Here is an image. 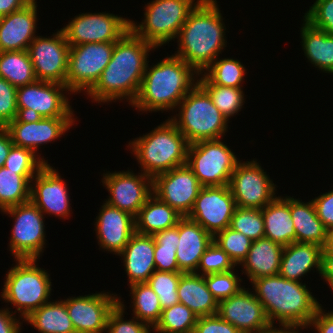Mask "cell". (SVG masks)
<instances>
[{
    "label": "cell",
    "mask_w": 333,
    "mask_h": 333,
    "mask_svg": "<svg viewBox=\"0 0 333 333\" xmlns=\"http://www.w3.org/2000/svg\"><path fill=\"white\" fill-rule=\"evenodd\" d=\"M96 216L95 233L103 250L119 255L135 233V217L103 203Z\"/></svg>",
    "instance_id": "603a6c76"
},
{
    "label": "cell",
    "mask_w": 333,
    "mask_h": 333,
    "mask_svg": "<svg viewBox=\"0 0 333 333\" xmlns=\"http://www.w3.org/2000/svg\"><path fill=\"white\" fill-rule=\"evenodd\" d=\"M235 266L229 255L213 241L201 256L197 268L198 272H195V274L205 276L208 274L228 272L233 270Z\"/></svg>",
    "instance_id": "bcb514c9"
},
{
    "label": "cell",
    "mask_w": 333,
    "mask_h": 333,
    "mask_svg": "<svg viewBox=\"0 0 333 333\" xmlns=\"http://www.w3.org/2000/svg\"><path fill=\"white\" fill-rule=\"evenodd\" d=\"M198 315L182 303L162 310L161 318L152 329L157 333H193Z\"/></svg>",
    "instance_id": "f35d334b"
},
{
    "label": "cell",
    "mask_w": 333,
    "mask_h": 333,
    "mask_svg": "<svg viewBox=\"0 0 333 333\" xmlns=\"http://www.w3.org/2000/svg\"><path fill=\"white\" fill-rule=\"evenodd\" d=\"M320 276L333 290V254H321Z\"/></svg>",
    "instance_id": "6f0895ef"
},
{
    "label": "cell",
    "mask_w": 333,
    "mask_h": 333,
    "mask_svg": "<svg viewBox=\"0 0 333 333\" xmlns=\"http://www.w3.org/2000/svg\"><path fill=\"white\" fill-rule=\"evenodd\" d=\"M266 238L283 246L296 242V233L290 214V196L275 197L262 209Z\"/></svg>",
    "instance_id": "f1b7e54d"
},
{
    "label": "cell",
    "mask_w": 333,
    "mask_h": 333,
    "mask_svg": "<svg viewBox=\"0 0 333 333\" xmlns=\"http://www.w3.org/2000/svg\"><path fill=\"white\" fill-rule=\"evenodd\" d=\"M24 320L40 333H76L63 300H49Z\"/></svg>",
    "instance_id": "836d02e7"
},
{
    "label": "cell",
    "mask_w": 333,
    "mask_h": 333,
    "mask_svg": "<svg viewBox=\"0 0 333 333\" xmlns=\"http://www.w3.org/2000/svg\"><path fill=\"white\" fill-rule=\"evenodd\" d=\"M11 308L0 309V333H20L21 324L20 319H16V315L11 312Z\"/></svg>",
    "instance_id": "11a10c76"
},
{
    "label": "cell",
    "mask_w": 333,
    "mask_h": 333,
    "mask_svg": "<svg viewBox=\"0 0 333 333\" xmlns=\"http://www.w3.org/2000/svg\"><path fill=\"white\" fill-rule=\"evenodd\" d=\"M179 303L184 304L195 314L212 316L218 313V302L208 290L205 276L195 273H183L178 283Z\"/></svg>",
    "instance_id": "f546056e"
},
{
    "label": "cell",
    "mask_w": 333,
    "mask_h": 333,
    "mask_svg": "<svg viewBox=\"0 0 333 333\" xmlns=\"http://www.w3.org/2000/svg\"><path fill=\"white\" fill-rule=\"evenodd\" d=\"M74 122V117L18 116L6 128L15 146L28 148L38 155L39 146L59 139L75 124Z\"/></svg>",
    "instance_id": "d6986e66"
},
{
    "label": "cell",
    "mask_w": 333,
    "mask_h": 333,
    "mask_svg": "<svg viewBox=\"0 0 333 333\" xmlns=\"http://www.w3.org/2000/svg\"><path fill=\"white\" fill-rule=\"evenodd\" d=\"M303 18L313 27L333 36V0H316Z\"/></svg>",
    "instance_id": "c3c4849f"
},
{
    "label": "cell",
    "mask_w": 333,
    "mask_h": 333,
    "mask_svg": "<svg viewBox=\"0 0 333 333\" xmlns=\"http://www.w3.org/2000/svg\"><path fill=\"white\" fill-rule=\"evenodd\" d=\"M290 214L296 233V242L312 243L322 248L326 245L328 230L317 217L312 200L305 203L290 196Z\"/></svg>",
    "instance_id": "4dcf8cb0"
},
{
    "label": "cell",
    "mask_w": 333,
    "mask_h": 333,
    "mask_svg": "<svg viewBox=\"0 0 333 333\" xmlns=\"http://www.w3.org/2000/svg\"><path fill=\"white\" fill-rule=\"evenodd\" d=\"M229 188L236 206L241 208L263 209L277 196L276 184L254 159L237 163Z\"/></svg>",
    "instance_id": "5bb4252c"
},
{
    "label": "cell",
    "mask_w": 333,
    "mask_h": 333,
    "mask_svg": "<svg viewBox=\"0 0 333 333\" xmlns=\"http://www.w3.org/2000/svg\"><path fill=\"white\" fill-rule=\"evenodd\" d=\"M284 246L263 237L252 241L246 258L240 264L249 281L279 273Z\"/></svg>",
    "instance_id": "83f0119b"
},
{
    "label": "cell",
    "mask_w": 333,
    "mask_h": 333,
    "mask_svg": "<svg viewBox=\"0 0 333 333\" xmlns=\"http://www.w3.org/2000/svg\"><path fill=\"white\" fill-rule=\"evenodd\" d=\"M183 272H165L155 270L147 283L158 295L162 309L178 304L177 288Z\"/></svg>",
    "instance_id": "b9f144b4"
},
{
    "label": "cell",
    "mask_w": 333,
    "mask_h": 333,
    "mask_svg": "<svg viewBox=\"0 0 333 333\" xmlns=\"http://www.w3.org/2000/svg\"><path fill=\"white\" fill-rule=\"evenodd\" d=\"M213 242V236L187 216L179 220V244L176 259L183 273L197 272L201 256Z\"/></svg>",
    "instance_id": "d4e9b609"
},
{
    "label": "cell",
    "mask_w": 333,
    "mask_h": 333,
    "mask_svg": "<svg viewBox=\"0 0 333 333\" xmlns=\"http://www.w3.org/2000/svg\"><path fill=\"white\" fill-rule=\"evenodd\" d=\"M216 0H200L177 37L175 56L201 74L227 46L226 28ZM218 56V57H217Z\"/></svg>",
    "instance_id": "7a4b0ae2"
},
{
    "label": "cell",
    "mask_w": 333,
    "mask_h": 333,
    "mask_svg": "<svg viewBox=\"0 0 333 333\" xmlns=\"http://www.w3.org/2000/svg\"><path fill=\"white\" fill-rule=\"evenodd\" d=\"M300 327H282L276 328V326H272L270 329L262 332V333H299V331L303 328Z\"/></svg>",
    "instance_id": "94428289"
},
{
    "label": "cell",
    "mask_w": 333,
    "mask_h": 333,
    "mask_svg": "<svg viewBox=\"0 0 333 333\" xmlns=\"http://www.w3.org/2000/svg\"><path fill=\"white\" fill-rule=\"evenodd\" d=\"M213 241L224 250L236 266H240L251 247L250 238L230 227L225 228L213 237Z\"/></svg>",
    "instance_id": "7bdbcfd3"
},
{
    "label": "cell",
    "mask_w": 333,
    "mask_h": 333,
    "mask_svg": "<svg viewBox=\"0 0 333 333\" xmlns=\"http://www.w3.org/2000/svg\"><path fill=\"white\" fill-rule=\"evenodd\" d=\"M67 186L59 172L46 163L30 182V201L44 215L66 219L72 211Z\"/></svg>",
    "instance_id": "44dd1931"
},
{
    "label": "cell",
    "mask_w": 333,
    "mask_h": 333,
    "mask_svg": "<svg viewBox=\"0 0 333 333\" xmlns=\"http://www.w3.org/2000/svg\"><path fill=\"white\" fill-rule=\"evenodd\" d=\"M156 48L137 37L130 29L114 44L112 57L100 79L86 93L94 102L108 103L128 101L129 105L138 96L149 58Z\"/></svg>",
    "instance_id": "6da1fadb"
},
{
    "label": "cell",
    "mask_w": 333,
    "mask_h": 333,
    "mask_svg": "<svg viewBox=\"0 0 333 333\" xmlns=\"http://www.w3.org/2000/svg\"><path fill=\"white\" fill-rule=\"evenodd\" d=\"M110 193L107 204L136 217L141 207L153 194V178L143 172L138 175L131 170L107 172L101 181Z\"/></svg>",
    "instance_id": "2e32d148"
},
{
    "label": "cell",
    "mask_w": 333,
    "mask_h": 333,
    "mask_svg": "<svg viewBox=\"0 0 333 333\" xmlns=\"http://www.w3.org/2000/svg\"><path fill=\"white\" fill-rule=\"evenodd\" d=\"M177 246L157 244L154 239V261L157 271L181 272L176 259Z\"/></svg>",
    "instance_id": "f907efd6"
},
{
    "label": "cell",
    "mask_w": 333,
    "mask_h": 333,
    "mask_svg": "<svg viewBox=\"0 0 333 333\" xmlns=\"http://www.w3.org/2000/svg\"><path fill=\"white\" fill-rule=\"evenodd\" d=\"M0 77L16 88L36 81L28 51L0 52Z\"/></svg>",
    "instance_id": "e575fe53"
},
{
    "label": "cell",
    "mask_w": 333,
    "mask_h": 333,
    "mask_svg": "<svg viewBox=\"0 0 333 333\" xmlns=\"http://www.w3.org/2000/svg\"><path fill=\"white\" fill-rule=\"evenodd\" d=\"M35 175H20L6 167L0 168V210L30 201V182Z\"/></svg>",
    "instance_id": "8d00e7d4"
},
{
    "label": "cell",
    "mask_w": 333,
    "mask_h": 333,
    "mask_svg": "<svg viewBox=\"0 0 333 333\" xmlns=\"http://www.w3.org/2000/svg\"><path fill=\"white\" fill-rule=\"evenodd\" d=\"M138 160L141 172L151 178L186 164L189 143L169 120L158 125L150 133L129 141Z\"/></svg>",
    "instance_id": "5b68a950"
},
{
    "label": "cell",
    "mask_w": 333,
    "mask_h": 333,
    "mask_svg": "<svg viewBox=\"0 0 333 333\" xmlns=\"http://www.w3.org/2000/svg\"><path fill=\"white\" fill-rule=\"evenodd\" d=\"M322 254H333V228L328 230L327 242L322 249Z\"/></svg>",
    "instance_id": "6125c7cd"
},
{
    "label": "cell",
    "mask_w": 333,
    "mask_h": 333,
    "mask_svg": "<svg viewBox=\"0 0 333 333\" xmlns=\"http://www.w3.org/2000/svg\"><path fill=\"white\" fill-rule=\"evenodd\" d=\"M301 27L302 49L315 68L333 74V36L313 27L304 18Z\"/></svg>",
    "instance_id": "d6a6232c"
},
{
    "label": "cell",
    "mask_w": 333,
    "mask_h": 333,
    "mask_svg": "<svg viewBox=\"0 0 333 333\" xmlns=\"http://www.w3.org/2000/svg\"><path fill=\"white\" fill-rule=\"evenodd\" d=\"M133 315L153 329L159 322L162 307L158 295L148 283H136L130 285Z\"/></svg>",
    "instance_id": "74e56055"
},
{
    "label": "cell",
    "mask_w": 333,
    "mask_h": 333,
    "mask_svg": "<svg viewBox=\"0 0 333 333\" xmlns=\"http://www.w3.org/2000/svg\"><path fill=\"white\" fill-rule=\"evenodd\" d=\"M320 305L311 319L309 328L312 326L318 333H333V311L325 312Z\"/></svg>",
    "instance_id": "db71d44e"
},
{
    "label": "cell",
    "mask_w": 333,
    "mask_h": 333,
    "mask_svg": "<svg viewBox=\"0 0 333 333\" xmlns=\"http://www.w3.org/2000/svg\"><path fill=\"white\" fill-rule=\"evenodd\" d=\"M251 285L272 326L278 321L282 327L304 330L321 305L306 283L288 280L279 274L252 280Z\"/></svg>",
    "instance_id": "3957f363"
},
{
    "label": "cell",
    "mask_w": 333,
    "mask_h": 333,
    "mask_svg": "<svg viewBox=\"0 0 333 333\" xmlns=\"http://www.w3.org/2000/svg\"><path fill=\"white\" fill-rule=\"evenodd\" d=\"M16 94L17 88L0 77V127H6L19 116Z\"/></svg>",
    "instance_id": "681fc988"
},
{
    "label": "cell",
    "mask_w": 333,
    "mask_h": 333,
    "mask_svg": "<svg viewBox=\"0 0 333 333\" xmlns=\"http://www.w3.org/2000/svg\"><path fill=\"white\" fill-rule=\"evenodd\" d=\"M239 278L235 273V269H233L228 272L205 275V282L208 290L219 303L236 295L243 288L240 284L242 279Z\"/></svg>",
    "instance_id": "f6af8a7d"
},
{
    "label": "cell",
    "mask_w": 333,
    "mask_h": 333,
    "mask_svg": "<svg viewBox=\"0 0 333 333\" xmlns=\"http://www.w3.org/2000/svg\"><path fill=\"white\" fill-rule=\"evenodd\" d=\"M115 42L70 46L66 86L71 93H88L111 60Z\"/></svg>",
    "instance_id": "8fae6325"
},
{
    "label": "cell",
    "mask_w": 333,
    "mask_h": 333,
    "mask_svg": "<svg viewBox=\"0 0 333 333\" xmlns=\"http://www.w3.org/2000/svg\"><path fill=\"white\" fill-rule=\"evenodd\" d=\"M32 0H0V17L22 9Z\"/></svg>",
    "instance_id": "91938a15"
},
{
    "label": "cell",
    "mask_w": 333,
    "mask_h": 333,
    "mask_svg": "<svg viewBox=\"0 0 333 333\" xmlns=\"http://www.w3.org/2000/svg\"><path fill=\"white\" fill-rule=\"evenodd\" d=\"M199 1L153 0L145 5L141 23L130 20V30L158 49L178 37L189 13Z\"/></svg>",
    "instance_id": "ba28073f"
},
{
    "label": "cell",
    "mask_w": 333,
    "mask_h": 333,
    "mask_svg": "<svg viewBox=\"0 0 333 333\" xmlns=\"http://www.w3.org/2000/svg\"><path fill=\"white\" fill-rule=\"evenodd\" d=\"M222 139L202 140L189 144L187 166L202 187L229 185L240 161Z\"/></svg>",
    "instance_id": "9c48e42d"
},
{
    "label": "cell",
    "mask_w": 333,
    "mask_h": 333,
    "mask_svg": "<svg viewBox=\"0 0 333 333\" xmlns=\"http://www.w3.org/2000/svg\"><path fill=\"white\" fill-rule=\"evenodd\" d=\"M16 265L6 274L1 298L27 318L33 311L49 302L52 282L49 273L37 265L38 259H16Z\"/></svg>",
    "instance_id": "52a82bcc"
},
{
    "label": "cell",
    "mask_w": 333,
    "mask_h": 333,
    "mask_svg": "<svg viewBox=\"0 0 333 333\" xmlns=\"http://www.w3.org/2000/svg\"><path fill=\"white\" fill-rule=\"evenodd\" d=\"M13 145L7 128L0 127V168L4 166L9 151Z\"/></svg>",
    "instance_id": "680465c9"
},
{
    "label": "cell",
    "mask_w": 333,
    "mask_h": 333,
    "mask_svg": "<svg viewBox=\"0 0 333 333\" xmlns=\"http://www.w3.org/2000/svg\"><path fill=\"white\" fill-rule=\"evenodd\" d=\"M118 256L122 257L129 285L147 283L156 270L154 236L135 232Z\"/></svg>",
    "instance_id": "484cf974"
},
{
    "label": "cell",
    "mask_w": 333,
    "mask_h": 333,
    "mask_svg": "<svg viewBox=\"0 0 333 333\" xmlns=\"http://www.w3.org/2000/svg\"><path fill=\"white\" fill-rule=\"evenodd\" d=\"M180 111L168 119L189 144L202 140L223 139L229 120L213 104L206 90L197 83L177 106Z\"/></svg>",
    "instance_id": "8992f818"
},
{
    "label": "cell",
    "mask_w": 333,
    "mask_h": 333,
    "mask_svg": "<svg viewBox=\"0 0 333 333\" xmlns=\"http://www.w3.org/2000/svg\"><path fill=\"white\" fill-rule=\"evenodd\" d=\"M235 208V199L229 185L202 187L187 217L214 237L230 227Z\"/></svg>",
    "instance_id": "e0dca14e"
},
{
    "label": "cell",
    "mask_w": 333,
    "mask_h": 333,
    "mask_svg": "<svg viewBox=\"0 0 333 333\" xmlns=\"http://www.w3.org/2000/svg\"><path fill=\"white\" fill-rule=\"evenodd\" d=\"M153 236L157 244L177 246L179 244V221L176 226L156 232Z\"/></svg>",
    "instance_id": "9f6ffc18"
},
{
    "label": "cell",
    "mask_w": 333,
    "mask_h": 333,
    "mask_svg": "<svg viewBox=\"0 0 333 333\" xmlns=\"http://www.w3.org/2000/svg\"><path fill=\"white\" fill-rule=\"evenodd\" d=\"M48 163L40 155H36L28 148L13 145L4 163V167L17 171L20 175H36Z\"/></svg>",
    "instance_id": "ee69618b"
},
{
    "label": "cell",
    "mask_w": 333,
    "mask_h": 333,
    "mask_svg": "<svg viewBox=\"0 0 333 333\" xmlns=\"http://www.w3.org/2000/svg\"><path fill=\"white\" fill-rule=\"evenodd\" d=\"M27 51L37 80L66 85L70 46L61 29L50 38L37 36Z\"/></svg>",
    "instance_id": "9a60e30c"
},
{
    "label": "cell",
    "mask_w": 333,
    "mask_h": 333,
    "mask_svg": "<svg viewBox=\"0 0 333 333\" xmlns=\"http://www.w3.org/2000/svg\"><path fill=\"white\" fill-rule=\"evenodd\" d=\"M118 298V304L110 312L107 321V333H151V327L139 321L136 317L131 320L124 319L125 306L123 302Z\"/></svg>",
    "instance_id": "7dc6e473"
},
{
    "label": "cell",
    "mask_w": 333,
    "mask_h": 333,
    "mask_svg": "<svg viewBox=\"0 0 333 333\" xmlns=\"http://www.w3.org/2000/svg\"><path fill=\"white\" fill-rule=\"evenodd\" d=\"M148 63L138 96L132 103L140 112L172 111L198 83L200 74L180 57L167 56L152 66Z\"/></svg>",
    "instance_id": "277c9868"
},
{
    "label": "cell",
    "mask_w": 333,
    "mask_h": 333,
    "mask_svg": "<svg viewBox=\"0 0 333 333\" xmlns=\"http://www.w3.org/2000/svg\"><path fill=\"white\" fill-rule=\"evenodd\" d=\"M211 97L213 104L229 120L241 111L244 104L242 88L220 85H201Z\"/></svg>",
    "instance_id": "ab89813d"
},
{
    "label": "cell",
    "mask_w": 333,
    "mask_h": 333,
    "mask_svg": "<svg viewBox=\"0 0 333 333\" xmlns=\"http://www.w3.org/2000/svg\"><path fill=\"white\" fill-rule=\"evenodd\" d=\"M63 91L69 93L66 85L41 80L18 87L16 100L19 116L74 117V110Z\"/></svg>",
    "instance_id": "7c38bea8"
},
{
    "label": "cell",
    "mask_w": 333,
    "mask_h": 333,
    "mask_svg": "<svg viewBox=\"0 0 333 333\" xmlns=\"http://www.w3.org/2000/svg\"><path fill=\"white\" fill-rule=\"evenodd\" d=\"M201 188L197 177L187 164L153 178V194L183 217L191 212Z\"/></svg>",
    "instance_id": "ac0fdd59"
},
{
    "label": "cell",
    "mask_w": 333,
    "mask_h": 333,
    "mask_svg": "<svg viewBox=\"0 0 333 333\" xmlns=\"http://www.w3.org/2000/svg\"><path fill=\"white\" fill-rule=\"evenodd\" d=\"M130 29V19L118 15L81 13L61 28L69 46L116 42Z\"/></svg>",
    "instance_id": "4fadbf2b"
},
{
    "label": "cell",
    "mask_w": 333,
    "mask_h": 333,
    "mask_svg": "<svg viewBox=\"0 0 333 333\" xmlns=\"http://www.w3.org/2000/svg\"><path fill=\"white\" fill-rule=\"evenodd\" d=\"M37 2L0 17V52L28 50L37 37Z\"/></svg>",
    "instance_id": "cb8c5ba5"
},
{
    "label": "cell",
    "mask_w": 333,
    "mask_h": 333,
    "mask_svg": "<svg viewBox=\"0 0 333 333\" xmlns=\"http://www.w3.org/2000/svg\"><path fill=\"white\" fill-rule=\"evenodd\" d=\"M183 216L152 194L135 217V232L154 235L177 225Z\"/></svg>",
    "instance_id": "1f68e13d"
},
{
    "label": "cell",
    "mask_w": 333,
    "mask_h": 333,
    "mask_svg": "<svg viewBox=\"0 0 333 333\" xmlns=\"http://www.w3.org/2000/svg\"><path fill=\"white\" fill-rule=\"evenodd\" d=\"M193 333H242L232 324L224 321L218 314L200 316Z\"/></svg>",
    "instance_id": "816d5d0a"
},
{
    "label": "cell",
    "mask_w": 333,
    "mask_h": 333,
    "mask_svg": "<svg viewBox=\"0 0 333 333\" xmlns=\"http://www.w3.org/2000/svg\"><path fill=\"white\" fill-rule=\"evenodd\" d=\"M63 301L76 333H105L109 314L118 304V296L100 292L72 296Z\"/></svg>",
    "instance_id": "ffe728a7"
},
{
    "label": "cell",
    "mask_w": 333,
    "mask_h": 333,
    "mask_svg": "<svg viewBox=\"0 0 333 333\" xmlns=\"http://www.w3.org/2000/svg\"><path fill=\"white\" fill-rule=\"evenodd\" d=\"M217 314L242 333H262L272 327L262 303L245 287L220 301Z\"/></svg>",
    "instance_id": "7402d4cb"
},
{
    "label": "cell",
    "mask_w": 333,
    "mask_h": 333,
    "mask_svg": "<svg viewBox=\"0 0 333 333\" xmlns=\"http://www.w3.org/2000/svg\"><path fill=\"white\" fill-rule=\"evenodd\" d=\"M246 69L239 60L217 58L199 76L200 85H220L242 88ZM204 73V74H203Z\"/></svg>",
    "instance_id": "d590c367"
},
{
    "label": "cell",
    "mask_w": 333,
    "mask_h": 333,
    "mask_svg": "<svg viewBox=\"0 0 333 333\" xmlns=\"http://www.w3.org/2000/svg\"><path fill=\"white\" fill-rule=\"evenodd\" d=\"M317 217L327 230L333 228V189L312 199Z\"/></svg>",
    "instance_id": "f5cc1de1"
},
{
    "label": "cell",
    "mask_w": 333,
    "mask_h": 333,
    "mask_svg": "<svg viewBox=\"0 0 333 333\" xmlns=\"http://www.w3.org/2000/svg\"><path fill=\"white\" fill-rule=\"evenodd\" d=\"M322 249L316 244L300 242L284 246L278 274L288 280L298 282L314 268L320 274Z\"/></svg>",
    "instance_id": "4316f807"
},
{
    "label": "cell",
    "mask_w": 333,
    "mask_h": 333,
    "mask_svg": "<svg viewBox=\"0 0 333 333\" xmlns=\"http://www.w3.org/2000/svg\"><path fill=\"white\" fill-rule=\"evenodd\" d=\"M230 228L241 232L253 241L263 238L265 230L262 209L236 206L231 218Z\"/></svg>",
    "instance_id": "60d3db41"
},
{
    "label": "cell",
    "mask_w": 333,
    "mask_h": 333,
    "mask_svg": "<svg viewBox=\"0 0 333 333\" xmlns=\"http://www.w3.org/2000/svg\"><path fill=\"white\" fill-rule=\"evenodd\" d=\"M2 212L14 220L8 245L14 259H40L46 244L44 214L31 201Z\"/></svg>",
    "instance_id": "30bf717a"
}]
</instances>
